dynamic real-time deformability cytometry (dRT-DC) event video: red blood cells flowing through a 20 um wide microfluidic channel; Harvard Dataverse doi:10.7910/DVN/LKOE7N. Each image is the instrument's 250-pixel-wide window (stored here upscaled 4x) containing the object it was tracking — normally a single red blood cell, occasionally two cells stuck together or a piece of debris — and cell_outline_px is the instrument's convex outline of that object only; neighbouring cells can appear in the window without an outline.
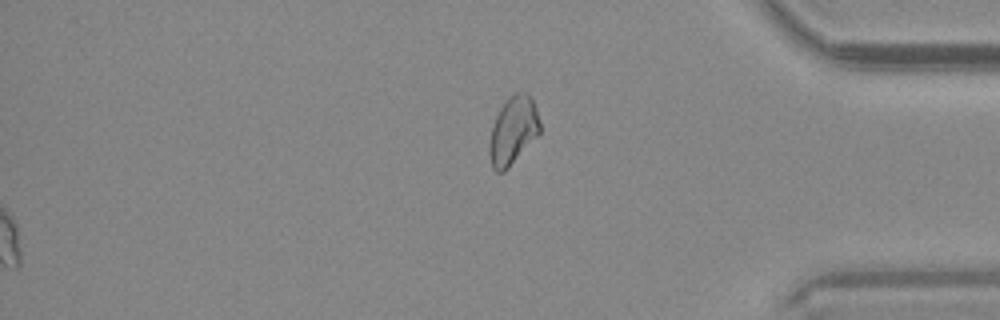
{"species": "common noctule bat (a hibernating species)", "species_latin": "Nyctalus noctula", "temperature_condition": "warm", "stored_images_in_passage": 31, "segment_of_instrument_passage": [2, 2], "camera_frame_rate_fps": 3000, "um_per_image_px": 0.085, "animal": {"sex": "male", "body_mass_g": 20.4}, "frame": {"image": 1, "passage_image": 31, "time_ms": 10.0, "image_size_px": [1000, 320], "cell_outline_px": [[540, 132], [508, 168], [504, 172], [496, 172], [492, 168], [488, 152], [488, 144], [492, 128], [496, 116], [500, 108], [516, 92], [528, 92], [532, 96], [536, 108], [540, 124]], "centroid_in_image_um": [43.6, 11.11], "position_along_channel_um": 391.6, "area_um2": 19.83}}